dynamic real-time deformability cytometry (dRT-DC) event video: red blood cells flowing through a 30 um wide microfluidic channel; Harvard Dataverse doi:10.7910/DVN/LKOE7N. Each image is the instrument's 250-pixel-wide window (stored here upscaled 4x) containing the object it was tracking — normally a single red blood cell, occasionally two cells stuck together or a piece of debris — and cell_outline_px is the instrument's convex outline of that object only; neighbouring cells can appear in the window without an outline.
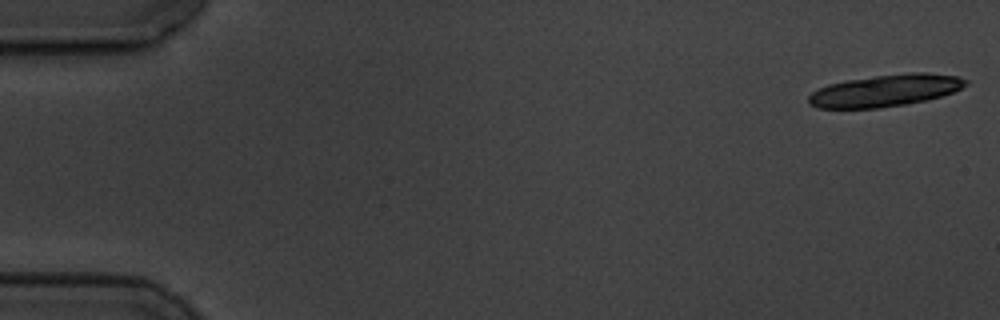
{"species": "common noctule bat (a hibernating species)", "species_latin": "Nyctalus noctula", "temperature_condition": "cold", "stored_images_in_passage": 6, "camera_frame_rate_fps": 3000, "um_per_image_px": 0.085, "animal": {"sex": "male", "body_mass_g": 19.5, "forearm_length_mm": 54.6}, "frame": {"image": 1, "passage_image": 1, "time_ms": 0.0, "image_size_px": [1000, 320], "cell_outline_px": [[968, 84], [952, 92], [940, 96], [924, 100], [904, 104], [880, 108], [816, 108], [808, 104], [808, 96], [812, 92], [828, 84], [848, 80], [876, 76], [908, 72], [928, 72], [960, 76], [968, 80]], "centroid_in_image_um": [75.25, 7.69], "position_along_channel_um": 9.7, "area_um2": 29.19}}
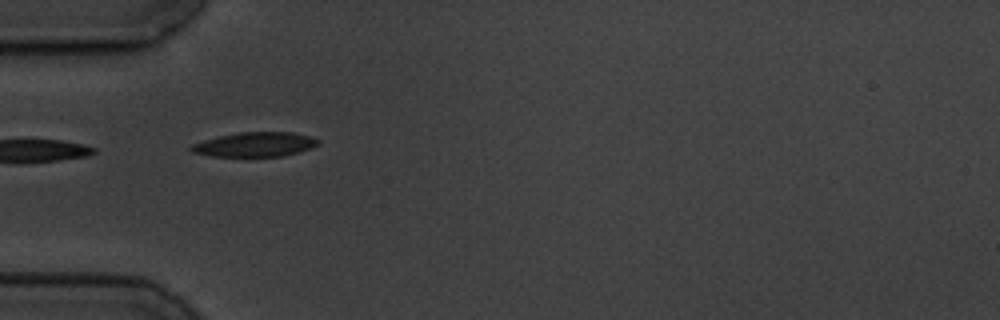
{"frame": {"image": 2, "passage_image": 6, "time_ms": 5.667, "image_size_px": [1000, 320], "cell_outline_px": [[320, 144], [300, 152], [280, 156], [212, 156], [192, 152], [188, 148], [192, 144], [204, 140], [220, 136], [240, 132], [292, 132], [312, 136], [320, 140]], "centroid_in_image_um": [21.71, 12.27], "position_along_channel_um": 63.3, "area_um2": 18.09}}